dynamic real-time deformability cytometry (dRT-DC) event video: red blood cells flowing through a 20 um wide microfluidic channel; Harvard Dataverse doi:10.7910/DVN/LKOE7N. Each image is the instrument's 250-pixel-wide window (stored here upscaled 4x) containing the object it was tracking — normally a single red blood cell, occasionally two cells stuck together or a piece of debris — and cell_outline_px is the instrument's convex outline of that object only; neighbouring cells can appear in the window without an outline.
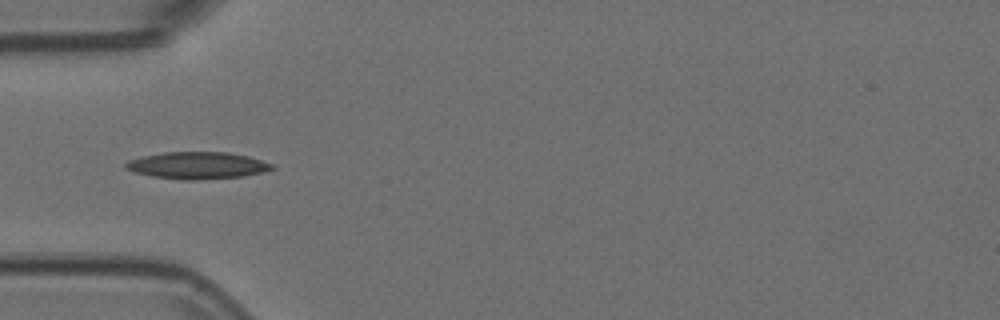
{"species": "Egyptian fruit bat (a non-hibernating species)", "species_latin": "Rousettus aegyptiacus", "temperature_condition": "room temperature", "stored_images_in_passage": 8, "camera_frame_rate_fps": 3000, "um_per_image_px": 0.085, "animal": {"sex": "female"}, "frame": {"image": 1, "passage_image": 6, "time_ms": 1.667, "image_size_px": [1000, 320], "cell_outline_px": [[276, 168], [264, 172], [244, 176], [196, 180], [184, 180], [152, 176], [136, 172], [124, 168], [124, 164], [128, 160], [140, 156], [164, 152], [228, 152], [248, 156], [272, 164]], "centroid_in_image_um": [16.76, 14.06], "position_along_channel_um": 68.2, "area_um2": 23.06}}
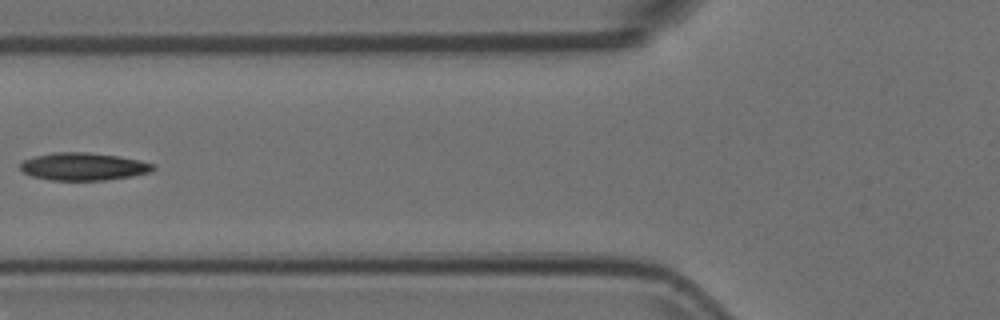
{"frame": {"image": 2, "passage_image": 7, "time_ms": 2.0, "image_size_px": [1000, 320], "cell_outline_px": [[156, 168], [148, 172], [132, 176], [104, 180], [52, 180], [32, 176], [24, 172], [20, 168], [20, 164], [24, 160], [36, 156], [56, 152], [88, 152], [120, 156], [140, 160], [156, 164]], "centroid_in_image_um": [7.13, 14.15], "position_along_channel_um": 118.7, "area_um2": 21.33}}
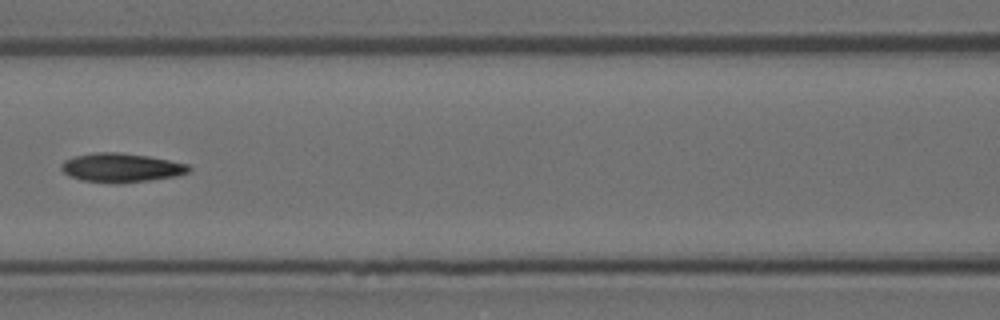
{"frame": {"image": 3, "passage_image": 8, "time_ms": 2.333, "image_size_px": [1000, 320], "cell_outline_px": [[192, 168], [188, 172], [176, 176], [148, 180], [116, 184], [112, 184], [80, 180], [68, 176], [60, 168], [60, 164], [64, 160], [76, 156], [96, 152], [120, 152], [148, 156], [188, 164]], "centroid_in_image_um": [10.26, 14.26], "position_along_channel_um": 156.3, "area_um2": 21.68}}